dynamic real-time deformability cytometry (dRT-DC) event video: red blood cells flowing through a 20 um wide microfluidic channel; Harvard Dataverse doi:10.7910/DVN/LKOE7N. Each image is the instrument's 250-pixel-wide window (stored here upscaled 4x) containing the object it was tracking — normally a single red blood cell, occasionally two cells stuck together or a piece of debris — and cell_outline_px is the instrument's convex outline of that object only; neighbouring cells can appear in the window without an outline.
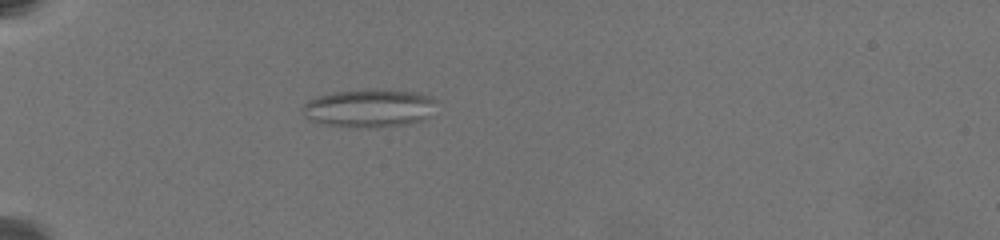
{"species": "common noctule bat (a hibernating species)", "species_latin": "Nyctalus noctula", "temperature_condition": "warm", "stored_images_in_passage": 27, "camera_frame_rate_fps": 3000, "um_per_image_px": 0.085, "animal": {"sex": "female", "body_mass_g": 19.5, "forearm_length_mm": 54.1}, "frame": {"image": 1, "passage_image": 26, "time_ms": 7.0, "image_size_px": [1000, 240], "cell_outline_px": [[440, 100], [432, 116], [420, 120], [404, 124], [372, 128], [348, 128], [320, 124], [308, 120], [304, 116], [300, 108], [308, 100], [316, 96], [332, 92], [364, 88], [376, 88], [416, 92]], "centroid_in_image_um": [31.36, 9.19], "position_along_channel_um": 53.6, "area_um2": 30.98}}